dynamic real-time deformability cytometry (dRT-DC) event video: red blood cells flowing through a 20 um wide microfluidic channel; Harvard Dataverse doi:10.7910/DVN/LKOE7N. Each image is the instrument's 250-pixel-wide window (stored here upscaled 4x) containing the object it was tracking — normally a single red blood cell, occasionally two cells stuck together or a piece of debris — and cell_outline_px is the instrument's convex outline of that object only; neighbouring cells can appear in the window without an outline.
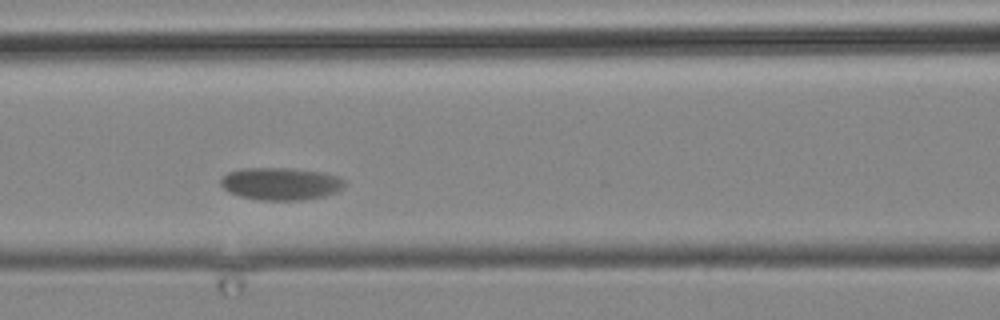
{"species": "common noctule bat (a hibernating species)", "species_latin": "Nyctalus noctula", "temperature_condition": "cold", "stored_images_in_passage": 5, "camera_frame_rate_fps": 3000, "um_per_image_px": 0.085, "animal": {"sex": "male", "body_mass_g": 19.2, "forearm_length_mm": 51.8}, "frame": {"image": 1, "passage_image": 3, "time_ms": 2.333, "image_size_px": [1000, 320], "cell_outline_px": [[344, 188], [336, 192], [324, 196], [304, 200], [260, 200], [240, 196], [228, 192], [220, 184], [220, 180], [228, 172], [244, 168], [288, 168], [320, 172], [340, 176], [344, 180]], "centroid_in_image_um": [23.87, 15.62], "position_along_channel_um": 142.7, "area_um2": 23.47}}
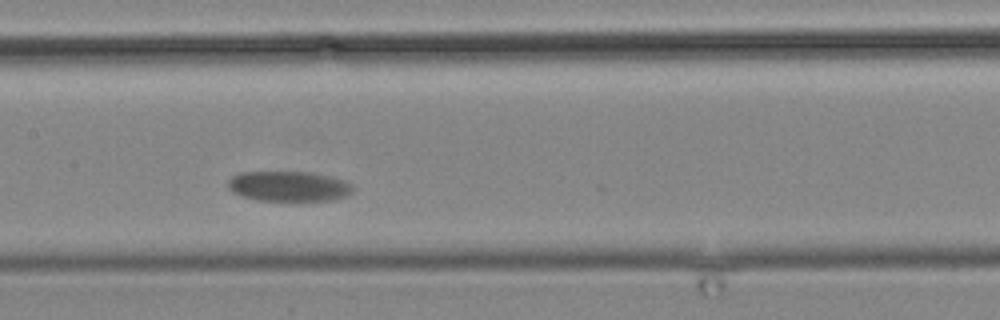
{"frame": {"image": 2, "passage_image": 4, "time_ms": 3.667, "image_size_px": [1000, 320], "cell_outline_px": [[352, 192], [348, 196], [332, 200], [300, 204], [256, 200], [240, 196], [232, 192], [228, 188], [228, 180], [232, 176], [240, 172], [308, 172], [332, 176], [344, 180], [352, 184]], "centroid_in_image_um": [24.56, 15.89], "position_along_channel_um": 182.8, "area_um2": 23.18}}
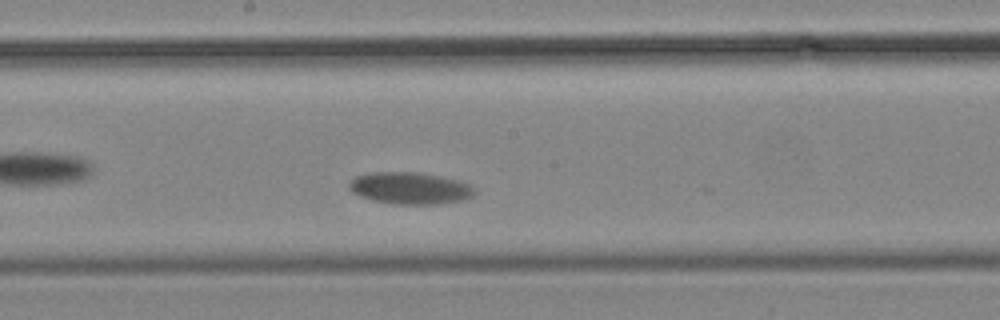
{"frame": {"image": 3, "passage_image": 5, "time_ms": 4.667, "image_size_px": [1000, 320], "cell_outline_px": [[476, 192], [472, 196], [464, 200], [436, 204], [392, 204], [372, 200], [360, 196], [352, 192], [348, 188], [348, 184], [356, 176], [368, 172], [416, 172], [440, 176], [460, 180], [468, 184]], "centroid_in_image_um": [34.83, 15.99], "position_along_channel_um": 213.4, "area_um2": 23.41}}